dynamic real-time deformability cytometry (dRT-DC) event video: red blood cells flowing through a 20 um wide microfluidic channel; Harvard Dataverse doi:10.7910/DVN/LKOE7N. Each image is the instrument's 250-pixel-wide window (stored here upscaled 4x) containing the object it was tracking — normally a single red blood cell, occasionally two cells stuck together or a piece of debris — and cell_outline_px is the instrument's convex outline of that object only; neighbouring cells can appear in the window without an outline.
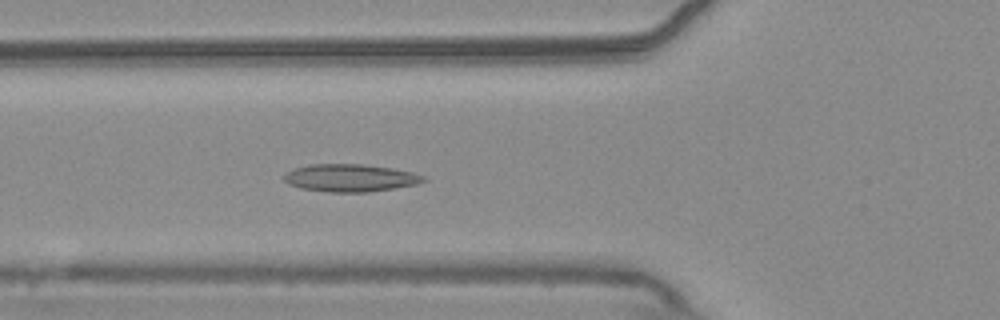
{"species": "common noctule bat (a hibernating species)", "species_latin": "Nyctalus noctula", "temperature_condition": "warm", "stored_images_in_passage": 41, "camera_frame_rate_fps": 3000, "um_per_image_px": 0.085, "animal": {"sex": "male", "body_mass_g": 20.4}, "frame": {"image": 1, "passage_image": 6, "time_ms": 1.667, "image_size_px": [1000, 320], "cell_outline_px": [[428, 180], [416, 184], [396, 188], [368, 192], [328, 192], [300, 188], [288, 184], [284, 180], [284, 176], [288, 172], [296, 168], [308, 164], [364, 164], [392, 168], [412, 172], [424, 176]], "centroid_in_image_um": [29.79, 15.12], "position_along_channel_um": 96.0, "area_um2": 22.43}}
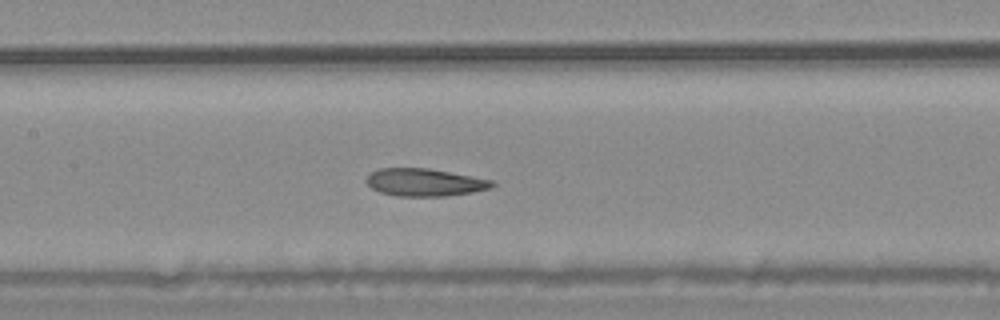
{"frame": {"image": 2, "passage_image": 12, "time_ms": 3.667, "image_size_px": [1000, 320], "cell_outline_px": [[496, 184], [492, 188], [472, 192], [444, 196], [396, 196], [380, 192], [372, 188], [364, 180], [372, 172], [380, 168], [428, 168], [492, 180]], "centroid_in_image_um": [36.09, 15.5], "position_along_channel_um": 171.3, "area_um2": 20.11}}
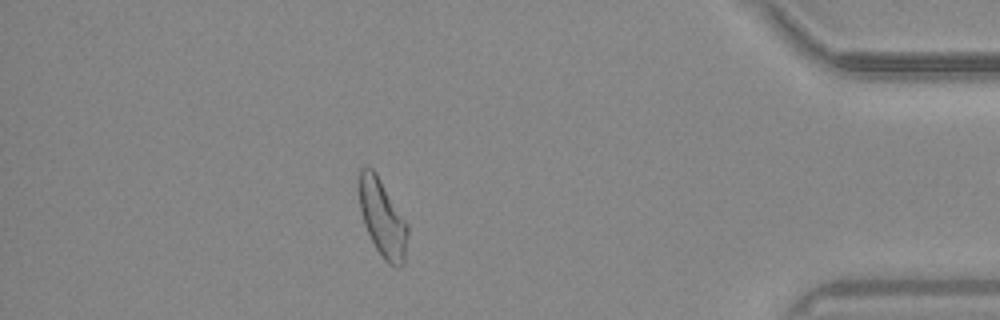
{"frame": {"image": 3, "passage_image": 34, "time_ms": 11.0, "image_size_px": [1000, 320], "cell_outline_px": [[408, 232], [404, 264], [400, 268], [396, 268], [388, 264], [380, 256], [364, 224], [360, 208], [360, 168], [372, 168], [376, 172], [408, 224]], "centroid_in_image_um": [32.54, 18.61], "position_along_channel_um": 402.7, "area_um2": 21.73}, "authors_computed_cell_mechanics": {"area_um2": 21.2704, "velocity_mm_per_s": 3.73, "shape_relaxation_time_tau1_ms": null, "shape_relaxation_time_tau2_ms": 2.6798, "deformation_change_tau1": null, "deformation_change_tau2": 0.0941}}